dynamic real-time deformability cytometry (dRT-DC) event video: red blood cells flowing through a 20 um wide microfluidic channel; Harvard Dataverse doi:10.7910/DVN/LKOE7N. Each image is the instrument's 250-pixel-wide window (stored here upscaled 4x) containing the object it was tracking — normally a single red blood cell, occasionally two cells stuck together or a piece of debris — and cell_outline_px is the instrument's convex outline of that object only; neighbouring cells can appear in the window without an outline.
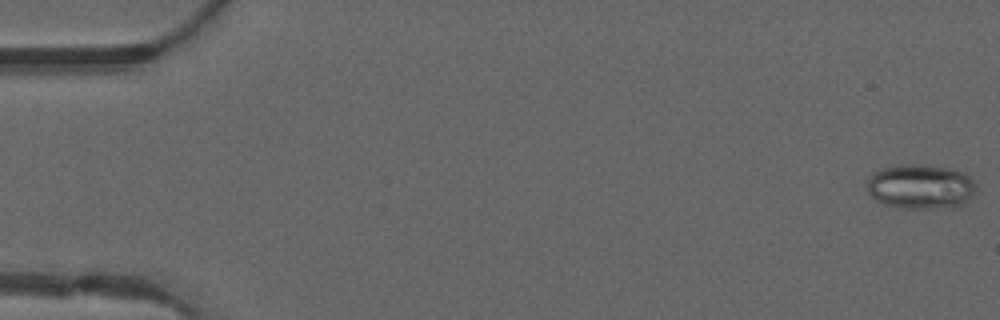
{"species": "common noctule bat (a hibernating species)", "species_latin": "Nyctalus noctula", "temperature_condition": "warm", "stored_images_in_passage": 41, "camera_frame_rate_fps": 3000, "um_per_image_px": 0.085, "animal": {"sex": "male", "forearm_length_mm": 52.5}, "frame": {"image": 1, "passage_image": 1, "time_ms": 0.0, "image_size_px": [1000, 320], "cell_outline_px": [[976, 188], [972, 196], [964, 204], [932, 208], [900, 208], [884, 204], [876, 200], [868, 192], [868, 180], [872, 172], [880, 168], [900, 164], [924, 164], [952, 168], [964, 172], [976, 184]], "centroid_in_image_um": [78.24, 15.83], "position_along_channel_um": 6.8, "area_um2": 28.55}}
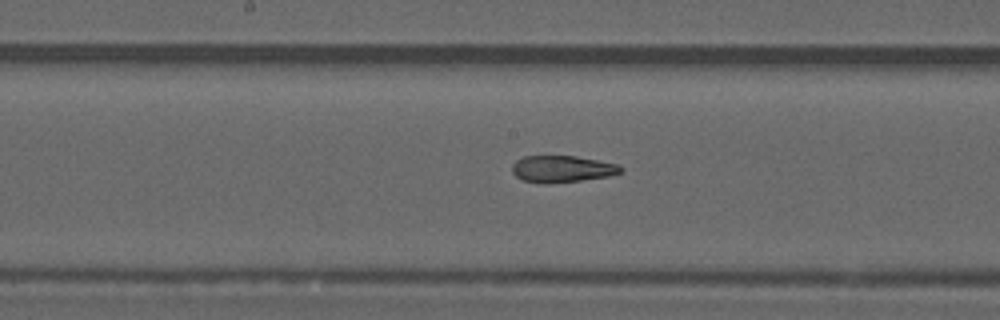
{"frame": {"image": 2, "passage_image": 26, "time_ms": 8.333, "image_size_px": [1000, 320], "cell_outline_px": [[624, 168], [620, 172], [608, 176], [580, 180], [548, 184], [524, 180], [516, 176], [512, 172], [512, 164], [516, 160], [524, 156], [576, 156], [620, 164]], "centroid_in_image_um": [47.78, 14.35], "position_along_channel_um": 200.4, "area_um2": 16.88}}
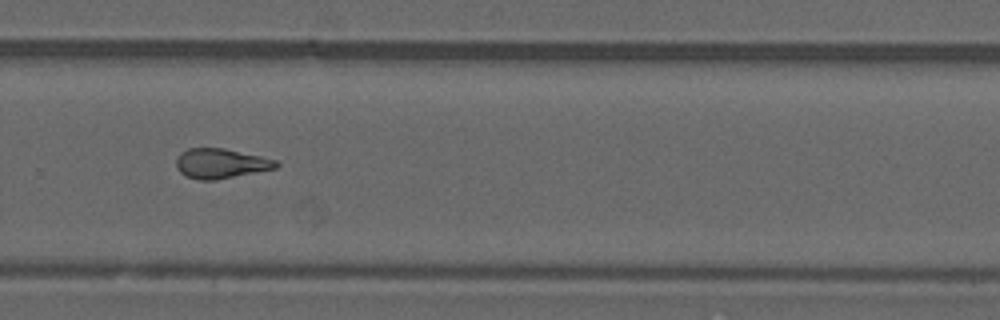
{"frame": {"image": 3, "passage_image": 34, "time_ms": 11.0, "image_size_px": [1000, 320], "cell_outline_px": [[280, 164], [276, 168], [216, 180], [200, 180], [184, 176], [176, 168], [176, 160], [180, 152], [188, 148], [224, 148], [260, 156], [276, 160]], "centroid_in_image_um": [18.73, 13.9], "position_along_channel_um": 311.1, "area_um2": 17.4}}